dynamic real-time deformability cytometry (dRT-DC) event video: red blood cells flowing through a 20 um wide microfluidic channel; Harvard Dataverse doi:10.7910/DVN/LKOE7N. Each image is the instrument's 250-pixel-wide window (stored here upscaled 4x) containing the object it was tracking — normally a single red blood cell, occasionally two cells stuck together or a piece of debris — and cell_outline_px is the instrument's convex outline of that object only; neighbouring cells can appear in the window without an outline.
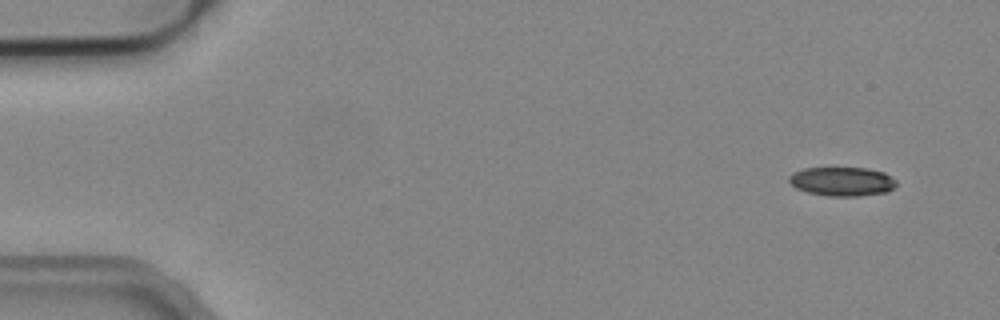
{"species": "common noctule bat (a hibernating species)", "species_latin": "Nyctalus noctula", "temperature_condition": "cold", "stored_images_in_passage": 4, "camera_frame_rate_fps": 3000, "um_per_image_px": 0.085, "animal": {"sex": "male", "body_mass_g": 19.2, "forearm_length_mm": 51.8}, "frame": {"image": 1, "passage_image": 1, "time_ms": 0.0, "image_size_px": [1000, 320], "cell_outline_px": [[896, 184], [888, 192], [860, 196], [828, 196], [808, 192], [796, 188], [788, 180], [788, 176], [792, 172], [804, 168], [868, 168], [884, 172], [896, 180]], "centroid_in_image_um": [71.57, 15.42], "position_along_channel_um": 13.4, "area_um2": 18.21}}